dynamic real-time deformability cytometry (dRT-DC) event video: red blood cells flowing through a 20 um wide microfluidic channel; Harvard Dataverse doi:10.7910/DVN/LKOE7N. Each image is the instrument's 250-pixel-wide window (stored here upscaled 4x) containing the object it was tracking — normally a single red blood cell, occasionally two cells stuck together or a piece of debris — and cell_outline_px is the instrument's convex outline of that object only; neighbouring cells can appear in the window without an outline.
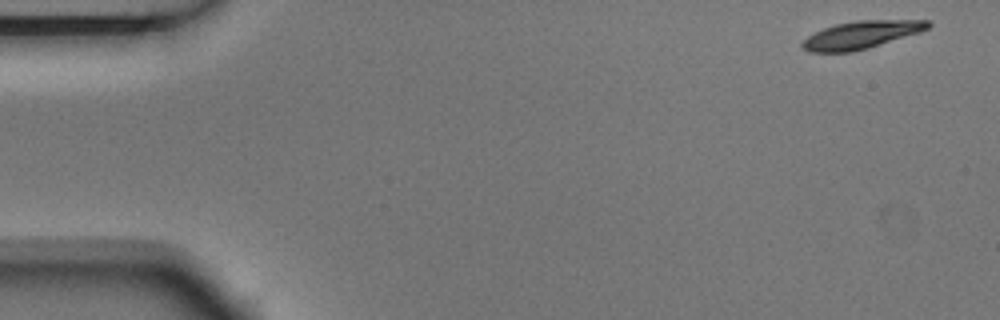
{"species": "Egyptian fruit bat (a non-hibernating species)", "species_latin": "Rousettus aegyptiacus", "temperature_condition": "room temperature", "stored_images_in_passage": 5, "segment_of_instrument_passage": [2, 2], "camera_frame_rate_fps": 3000, "um_per_image_px": 0.085, "animal": {"sex": "male"}, "frame": {"image": 1, "passage_image": 5, "time_ms": 1.333, "image_size_px": [1000, 320], "cell_outline_px": [[932, 24], [928, 28], [920, 32], [868, 48], [852, 52], [808, 52], [800, 44], [808, 36], [824, 28], [836, 24], [856, 20], [928, 20]], "centroid_in_image_um": [73.21, 2.96], "position_along_channel_um": 11.8, "area_um2": 20.11}}